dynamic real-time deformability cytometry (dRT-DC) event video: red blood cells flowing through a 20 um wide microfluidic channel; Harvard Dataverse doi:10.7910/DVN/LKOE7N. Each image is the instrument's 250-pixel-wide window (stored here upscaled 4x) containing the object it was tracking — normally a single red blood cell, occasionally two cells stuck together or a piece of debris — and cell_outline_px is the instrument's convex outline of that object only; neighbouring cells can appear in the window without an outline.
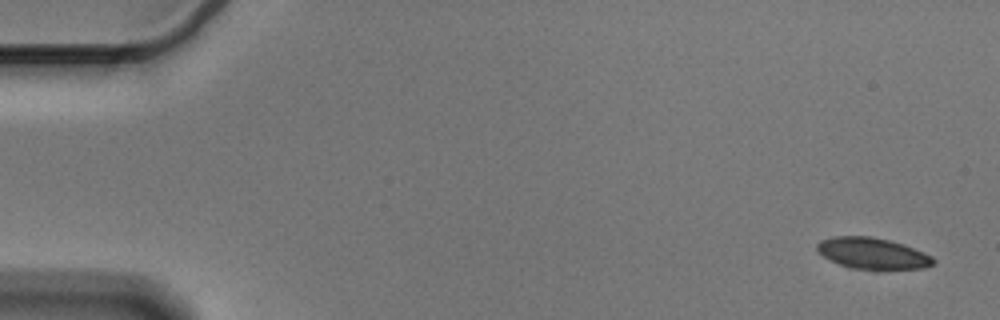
{"species": "Egyptian fruit bat (a non-hibernating species)", "species_latin": "Rousettus aegyptiacus", "temperature_condition": "cold", "stored_images_in_passage": 55, "camera_frame_rate_fps": 3000, "um_per_image_px": 0.085, "animal": {"sex": "male"}, "frame": {"image": 1, "passage_image": 1, "time_ms": 0.0, "image_size_px": [1000, 320], "cell_outline_px": [[936, 264], [924, 268], [852, 268], [828, 260], [816, 248], [816, 244], [820, 240], [832, 236], [872, 236], [904, 244], [924, 252], [932, 256], [936, 260]], "centroid_in_image_um": [74.17, 21.51], "position_along_channel_um": 10.8, "area_um2": 20.98}}
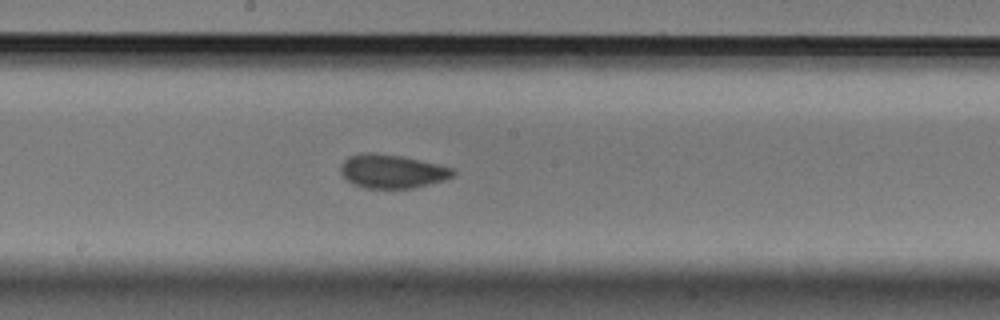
{"frame": {"image": 2, "passage_image": 29, "time_ms": 9.333, "image_size_px": [1000, 320], "cell_outline_px": [[456, 172], [452, 176], [444, 180], [412, 188], [364, 188], [352, 184], [340, 172], [340, 164], [348, 156], [364, 152], [372, 152], [400, 156], [456, 168]], "centroid_in_image_um": [33.3, 14.56], "position_along_channel_um": 214.9, "area_um2": 22.08}}
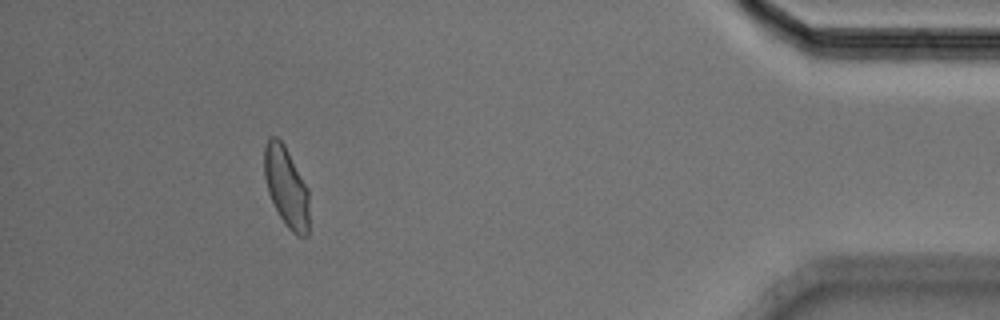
{"frame": {"image": 3, "passage_image": 50, "time_ms": 16.333, "image_size_px": [1000, 320], "cell_outline_px": [[308, 236], [296, 236], [284, 224], [268, 192], [264, 176], [264, 148], [268, 136], [276, 136], [284, 144], [308, 188]], "centroid_in_image_um": [24.33, 15.87], "position_along_channel_um": 410.9, "area_um2": 20.92}, "authors_computed_cell_mechanics": {"area_um2": 21.7328, "velocity_mm_per_s": 3.5725, "shape_relaxation_time_tau1_ms": 5.3065, "shape_relaxation_time_tau2_ms": 1.2743, "deformation_change_tau1": 0.1083, "deformation_change_tau2": 0.0434}}